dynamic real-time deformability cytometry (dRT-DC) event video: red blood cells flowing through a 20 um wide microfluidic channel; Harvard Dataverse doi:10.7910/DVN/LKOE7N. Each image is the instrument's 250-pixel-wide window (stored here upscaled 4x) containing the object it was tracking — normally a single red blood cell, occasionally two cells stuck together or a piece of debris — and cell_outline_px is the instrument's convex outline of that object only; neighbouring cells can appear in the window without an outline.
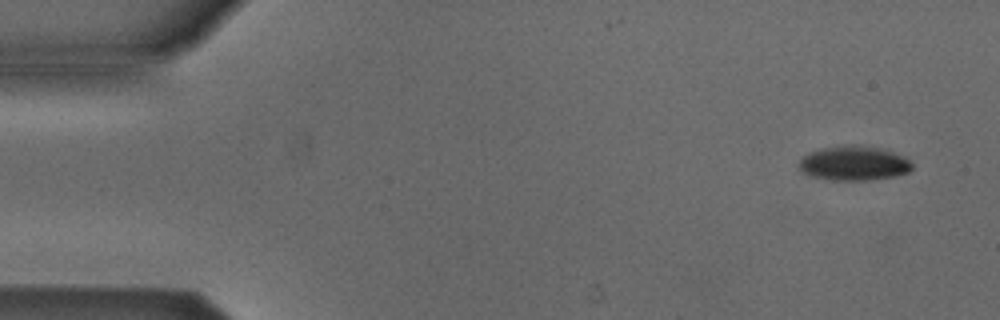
{"species": "Egyptian fruit bat (a non-hibernating species)", "species_latin": "Rousettus aegyptiacus", "temperature_condition": "cold", "stored_images_in_passage": 5, "camera_frame_rate_fps": 3000, "um_per_image_px": 0.085, "animal": {"sex": "male"}, "frame": {"image": 1, "passage_image": 1, "time_ms": 0.0, "image_size_px": [1000, 320], "cell_outline_px": [[912, 168], [908, 172], [892, 176], [868, 180], [832, 180], [812, 176], [804, 172], [796, 164], [808, 152], [820, 148], [848, 144], [856, 144], [880, 148], [892, 152], [908, 160], [912, 164]], "centroid_in_image_um": [72.53, 13.86], "position_along_channel_um": 12.5, "area_um2": 22.6}}
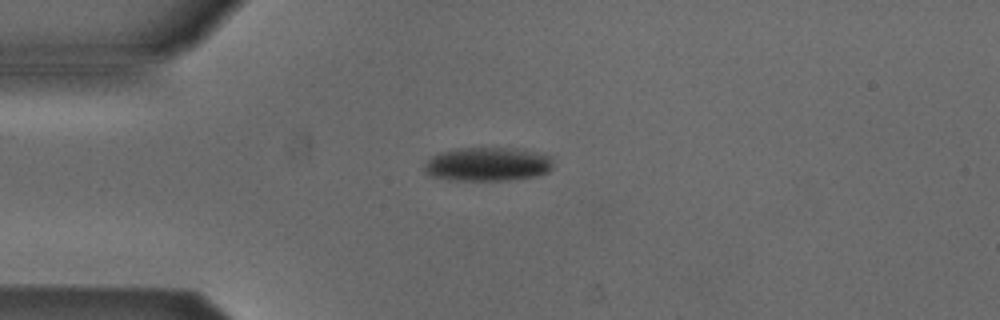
{"frame": {"image": 2, "passage_image": 4, "time_ms": 1.0, "image_size_px": [1000, 320], "cell_outline_px": [[552, 168], [548, 172], [536, 176], [508, 180], [448, 180], [428, 176], [424, 172], [424, 164], [432, 156], [440, 152], [456, 148], [516, 148], [536, 152], [552, 156]], "centroid_in_image_um": [41.42, 13.96], "position_along_channel_um": 43.6, "area_um2": 25.66}}
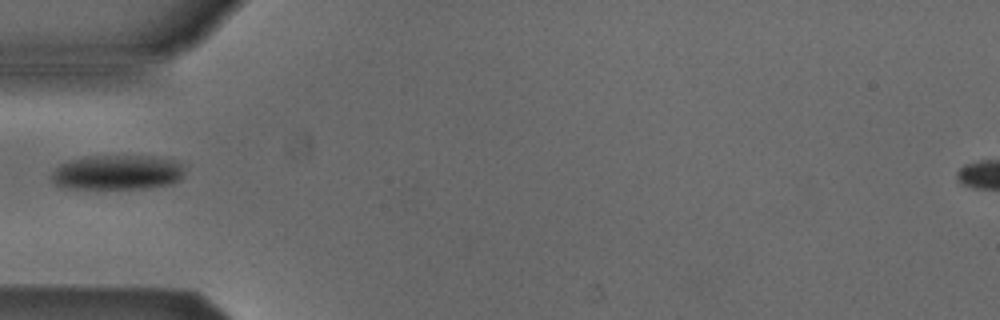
{"frame": {"image": 3, "passage_image": 5, "time_ms": 1.333, "image_size_px": [1000, 320], "cell_outline_px": [[184, 176], [180, 180], [172, 184], [148, 188], [72, 188], [56, 184], [52, 180], [52, 172], [60, 164], [68, 160], [84, 156], [152, 156], [172, 160], [184, 164]], "centroid_in_image_um": [10.02, 14.64], "position_along_channel_um": 75.0, "area_um2": 27.05}}